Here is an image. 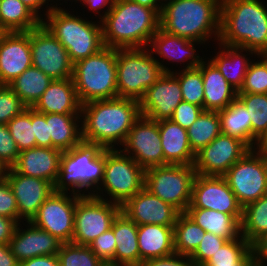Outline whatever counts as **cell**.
Segmentation results:
<instances>
[{"label":"cell","instance_id":"obj_63","mask_svg":"<svg viewBox=\"0 0 267 266\" xmlns=\"http://www.w3.org/2000/svg\"><path fill=\"white\" fill-rule=\"evenodd\" d=\"M57 5H63L64 3H65V5H66V3H67V5H68V1H69V4H70V2H71V0H53ZM61 1H62V3H61Z\"/></svg>","mask_w":267,"mask_h":266},{"label":"cell","instance_id":"obj_49","mask_svg":"<svg viewBox=\"0 0 267 266\" xmlns=\"http://www.w3.org/2000/svg\"><path fill=\"white\" fill-rule=\"evenodd\" d=\"M203 111L204 108L200 106L182 101L175 108L171 120L187 130Z\"/></svg>","mask_w":267,"mask_h":266},{"label":"cell","instance_id":"obj_26","mask_svg":"<svg viewBox=\"0 0 267 266\" xmlns=\"http://www.w3.org/2000/svg\"><path fill=\"white\" fill-rule=\"evenodd\" d=\"M81 106L72 78L53 80L32 106L43 114H81Z\"/></svg>","mask_w":267,"mask_h":266},{"label":"cell","instance_id":"obj_1","mask_svg":"<svg viewBox=\"0 0 267 266\" xmlns=\"http://www.w3.org/2000/svg\"><path fill=\"white\" fill-rule=\"evenodd\" d=\"M141 116L139 101L115 97L81 106L82 140L105 149H119Z\"/></svg>","mask_w":267,"mask_h":266},{"label":"cell","instance_id":"obj_18","mask_svg":"<svg viewBox=\"0 0 267 266\" xmlns=\"http://www.w3.org/2000/svg\"><path fill=\"white\" fill-rule=\"evenodd\" d=\"M187 209H211L231 216H243V207L223 176L196 175Z\"/></svg>","mask_w":267,"mask_h":266},{"label":"cell","instance_id":"obj_3","mask_svg":"<svg viewBox=\"0 0 267 266\" xmlns=\"http://www.w3.org/2000/svg\"><path fill=\"white\" fill-rule=\"evenodd\" d=\"M221 3L222 0H172L162 7L160 28L206 46L211 40L216 45L220 35Z\"/></svg>","mask_w":267,"mask_h":266},{"label":"cell","instance_id":"obj_55","mask_svg":"<svg viewBox=\"0 0 267 266\" xmlns=\"http://www.w3.org/2000/svg\"><path fill=\"white\" fill-rule=\"evenodd\" d=\"M251 250L258 266H267V233L258 237L251 244Z\"/></svg>","mask_w":267,"mask_h":266},{"label":"cell","instance_id":"obj_33","mask_svg":"<svg viewBox=\"0 0 267 266\" xmlns=\"http://www.w3.org/2000/svg\"><path fill=\"white\" fill-rule=\"evenodd\" d=\"M42 21L20 0H0V30L28 32Z\"/></svg>","mask_w":267,"mask_h":266},{"label":"cell","instance_id":"obj_40","mask_svg":"<svg viewBox=\"0 0 267 266\" xmlns=\"http://www.w3.org/2000/svg\"><path fill=\"white\" fill-rule=\"evenodd\" d=\"M251 118V149L267 131V94L237 93Z\"/></svg>","mask_w":267,"mask_h":266},{"label":"cell","instance_id":"obj_19","mask_svg":"<svg viewBox=\"0 0 267 266\" xmlns=\"http://www.w3.org/2000/svg\"><path fill=\"white\" fill-rule=\"evenodd\" d=\"M5 179L15 195L18 223L30 222L44 201L54 193V185L41 178L29 177L7 169Z\"/></svg>","mask_w":267,"mask_h":266},{"label":"cell","instance_id":"obj_56","mask_svg":"<svg viewBox=\"0 0 267 266\" xmlns=\"http://www.w3.org/2000/svg\"><path fill=\"white\" fill-rule=\"evenodd\" d=\"M18 223L9 217L0 216V244H9Z\"/></svg>","mask_w":267,"mask_h":266},{"label":"cell","instance_id":"obj_48","mask_svg":"<svg viewBox=\"0 0 267 266\" xmlns=\"http://www.w3.org/2000/svg\"><path fill=\"white\" fill-rule=\"evenodd\" d=\"M19 153L7 124H0V160L9 168L16 162Z\"/></svg>","mask_w":267,"mask_h":266},{"label":"cell","instance_id":"obj_36","mask_svg":"<svg viewBox=\"0 0 267 266\" xmlns=\"http://www.w3.org/2000/svg\"><path fill=\"white\" fill-rule=\"evenodd\" d=\"M221 132L244 141L251 148V118L246 107L236 98L219 111Z\"/></svg>","mask_w":267,"mask_h":266},{"label":"cell","instance_id":"obj_25","mask_svg":"<svg viewBox=\"0 0 267 266\" xmlns=\"http://www.w3.org/2000/svg\"><path fill=\"white\" fill-rule=\"evenodd\" d=\"M215 51L207 57L225 77L226 81L238 92L244 82L249 64L257 55L245 48L216 43ZM218 47V48H217ZM244 52V53H243ZM214 54V55H213ZM252 58V59H251Z\"/></svg>","mask_w":267,"mask_h":266},{"label":"cell","instance_id":"obj_52","mask_svg":"<svg viewBox=\"0 0 267 266\" xmlns=\"http://www.w3.org/2000/svg\"><path fill=\"white\" fill-rule=\"evenodd\" d=\"M114 2L115 0H71L70 2L71 4L69 5L73 7L84 6L83 9H81L82 11L84 9H87L86 10L87 12L89 11L91 14H94V15L90 14L88 16L90 19L96 16L97 17L96 20L98 19V21H101L109 12Z\"/></svg>","mask_w":267,"mask_h":266},{"label":"cell","instance_id":"obj_10","mask_svg":"<svg viewBox=\"0 0 267 266\" xmlns=\"http://www.w3.org/2000/svg\"><path fill=\"white\" fill-rule=\"evenodd\" d=\"M194 165L155 166L145 170L144 187L162 201L185 213L196 177Z\"/></svg>","mask_w":267,"mask_h":266},{"label":"cell","instance_id":"obj_7","mask_svg":"<svg viewBox=\"0 0 267 266\" xmlns=\"http://www.w3.org/2000/svg\"><path fill=\"white\" fill-rule=\"evenodd\" d=\"M72 79L82 105L118 97L117 49L105 46L96 54L77 61Z\"/></svg>","mask_w":267,"mask_h":266},{"label":"cell","instance_id":"obj_42","mask_svg":"<svg viewBox=\"0 0 267 266\" xmlns=\"http://www.w3.org/2000/svg\"><path fill=\"white\" fill-rule=\"evenodd\" d=\"M59 266H106L89 246L62 243L57 254Z\"/></svg>","mask_w":267,"mask_h":266},{"label":"cell","instance_id":"obj_2","mask_svg":"<svg viewBox=\"0 0 267 266\" xmlns=\"http://www.w3.org/2000/svg\"><path fill=\"white\" fill-rule=\"evenodd\" d=\"M104 45L114 49L146 48L160 28V15L132 0H115L101 20Z\"/></svg>","mask_w":267,"mask_h":266},{"label":"cell","instance_id":"obj_44","mask_svg":"<svg viewBox=\"0 0 267 266\" xmlns=\"http://www.w3.org/2000/svg\"><path fill=\"white\" fill-rule=\"evenodd\" d=\"M237 93L267 94V63L260 55L249 64L243 85Z\"/></svg>","mask_w":267,"mask_h":266},{"label":"cell","instance_id":"obj_8","mask_svg":"<svg viewBox=\"0 0 267 266\" xmlns=\"http://www.w3.org/2000/svg\"><path fill=\"white\" fill-rule=\"evenodd\" d=\"M145 183V170L120 149H105L103 181L94 197L123 205Z\"/></svg>","mask_w":267,"mask_h":266},{"label":"cell","instance_id":"obj_60","mask_svg":"<svg viewBox=\"0 0 267 266\" xmlns=\"http://www.w3.org/2000/svg\"><path fill=\"white\" fill-rule=\"evenodd\" d=\"M265 143H267V131L264 135L257 141L255 149L259 150Z\"/></svg>","mask_w":267,"mask_h":266},{"label":"cell","instance_id":"obj_17","mask_svg":"<svg viewBox=\"0 0 267 266\" xmlns=\"http://www.w3.org/2000/svg\"><path fill=\"white\" fill-rule=\"evenodd\" d=\"M119 149L144 170L164 165L158 122L143 115L134 123Z\"/></svg>","mask_w":267,"mask_h":266},{"label":"cell","instance_id":"obj_11","mask_svg":"<svg viewBox=\"0 0 267 266\" xmlns=\"http://www.w3.org/2000/svg\"><path fill=\"white\" fill-rule=\"evenodd\" d=\"M223 177L243 208L267 194V164L256 149H250Z\"/></svg>","mask_w":267,"mask_h":266},{"label":"cell","instance_id":"obj_20","mask_svg":"<svg viewBox=\"0 0 267 266\" xmlns=\"http://www.w3.org/2000/svg\"><path fill=\"white\" fill-rule=\"evenodd\" d=\"M183 101L179 80L172 73H163L139 100L141 115L161 121L171 119Z\"/></svg>","mask_w":267,"mask_h":266},{"label":"cell","instance_id":"obj_24","mask_svg":"<svg viewBox=\"0 0 267 266\" xmlns=\"http://www.w3.org/2000/svg\"><path fill=\"white\" fill-rule=\"evenodd\" d=\"M62 153L63 151L57 148H30L19 153L11 168L25 176L41 178L55 185Z\"/></svg>","mask_w":267,"mask_h":266},{"label":"cell","instance_id":"obj_12","mask_svg":"<svg viewBox=\"0 0 267 266\" xmlns=\"http://www.w3.org/2000/svg\"><path fill=\"white\" fill-rule=\"evenodd\" d=\"M120 212L121 205L117 203L94 196H82L75 208L74 234L71 243L89 246L98 236L111 228Z\"/></svg>","mask_w":267,"mask_h":266},{"label":"cell","instance_id":"obj_64","mask_svg":"<svg viewBox=\"0 0 267 266\" xmlns=\"http://www.w3.org/2000/svg\"><path fill=\"white\" fill-rule=\"evenodd\" d=\"M260 56L264 59V61L267 63V49L266 50H264L261 54H260Z\"/></svg>","mask_w":267,"mask_h":266},{"label":"cell","instance_id":"obj_57","mask_svg":"<svg viewBox=\"0 0 267 266\" xmlns=\"http://www.w3.org/2000/svg\"><path fill=\"white\" fill-rule=\"evenodd\" d=\"M19 266H59L57 255H41L22 261Z\"/></svg>","mask_w":267,"mask_h":266},{"label":"cell","instance_id":"obj_35","mask_svg":"<svg viewBox=\"0 0 267 266\" xmlns=\"http://www.w3.org/2000/svg\"><path fill=\"white\" fill-rule=\"evenodd\" d=\"M202 266H258L251 244L241 235L229 240Z\"/></svg>","mask_w":267,"mask_h":266},{"label":"cell","instance_id":"obj_32","mask_svg":"<svg viewBox=\"0 0 267 266\" xmlns=\"http://www.w3.org/2000/svg\"><path fill=\"white\" fill-rule=\"evenodd\" d=\"M46 122L52 148L67 151L83 141L81 114H46Z\"/></svg>","mask_w":267,"mask_h":266},{"label":"cell","instance_id":"obj_46","mask_svg":"<svg viewBox=\"0 0 267 266\" xmlns=\"http://www.w3.org/2000/svg\"><path fill=\"white\" fill-rule=\"evenodd\" d=\"M227 241V239L206 232L197 249L189 257L193 266L205 264Z\"/></svg>","mask_w":267,"mask_h":266},{"label":"cell","instance_id":"obj_27","mask_svg":"<svg viewBox=\"0 0 267 266\" xmlns=\"http://www.w3.org/2000/svg\"><path fill=\"white\" fill-rule=\"evenodd\" d=\"M164 153V165H194L196 154L192 151L187 130L171 119L158 121Z\"/></svg>","mask_w":267,"mask_h":266},{"label":"cell","instance_id":"obj_31","mask_svg":"<svg viewBox=\"0 0 267 266\" xmlns=\"http://www.w3.org/2000/svg\"><path fill=\"white\" fill-rule=\"evenodd\" d=\"M185 213L205 232L228 241L241 235L242 216H231L211 209H187Z\"/></svg>","mask_w":267,"mask_h":266},{"label":"cell","instance_id":"obj_15","mask_svg":"<svg viewBox=\"0 0 267 266\" xmlns=\"http://www.w3.org/2000/svg\"><path fill=\"white\" fill-rule=\"evenodd\" d=\"M201 45L203 46L202 48L206 47L205 49H207V46L202 42L171 35L159 28L152 36L147 48L152 56L158 61L163 72L172 73L175 71L173 68L175 64L177 65L175 66L176 68L179 64L180 66L183 65L180 69L198 67L207 58L206 55L204 57L203 49L199 50ZM197 49L203 52V55L200 56ZM170 62L173 64V67L172 65L169 67L171 64Z\"/></svg>","mask_w":267,"mask_h":266},{"label":"cell","instance_id":"obj_50","mask_svg":"<svg viewBox=\"0 0 267 266\" xmlns=\"http://www.w3.org/2000/svg\"><path fill=\"white\" fill-rule=\"evenodd\" d=\"M0 216L9 217L18 223L17 201L5 178L0 180Z\"/></svg>","mask_w":267,"mask_h":266},{"label":"cell","instance_id":"obj_13","mask_svg":"<svg viewBox=\"0 0 267 266\" xmlns=\"http://www.w3.org/2000/svg\"><path fill=\"white\" fill-rule=\"evenodd\" d=\"M30 49L32 66L53 80L73 77L74 64L66 48L43 23L30 30Z\"/></svg>","mask_w":267,"mask_h":266},{"label":"cell","instance_id":"obj_43","mask_svg":"<svg viewBox=\"0 0 267 266\" xmlns=\"http://www.w3.org/2000/svg\"><path fill=\"white\" fill-rule=\"evenodd\" d=\"M7 126L19 152L36 147L31 107H27L20 115L14 116Z\"/></svg>","mask_w":267,"mask_h":266},{"label":"cell","instance_id":"obj_16","mask_svg":"<svg viewBox=\"0 0 267 266\" xmlns=\"http://www.w3.org/2000/svg\"><path fill=\"white\" fill-rule=\"evenodd\" d=\"M250 149L241 139L221 133L196 153V174L223 176Z\"/></svg>","mask_w":267,"mask_h":266},{"label":"cell","instance_id":"obj_29","mask_svg":"<svg viewBox=\"0 0 267 266\" xmlns=\"http://www.w3.org/2000/svg\"><path fill=\"white\" fill-rule=\"evenodd\" d=\"M111 229L116 238L114 266H140L138 226L120 212Z\"/></svg>","mask_w":267,"mask_h":266},{"label":"cell","instance_id":"obj_28","mask_svg":"<svg viewBox=\"0 0 267 266\" xmlns=\"http://www.w3.org/2000/svg\"><path fill=\"white\" fill-rule=\"evenodd\" d=\"M198 68L204 85L203 108L205 111H221L236 98L237 91L226 81L217 67L206 58Z\"/></svg>","mask_w":267,"mask_h":266},{"label":"cell","instance_id":"obj_65","mask_svg":"<svg viewBox=\"0 0 267 266\" xmlns=\"http://www.w3.org/2000/svg\"><path fill=\"white\" fill-rule=\"evenodd\" d=\"M172 0H158L159 4L163 7L166 3L171 2Z\"/></svg>","mask_w":267,"mask_h":266},{"label":"cell","instance_id":"obj_22","mask_svg":"<svg viewBox=\"0 0 267 266\" xmlns=\"http://www.w3.org/2000/svg\"><path fill=\"white\" fill-rule=\"evenodd\" d=\"M32 66L30 31L0 34V85H9Z\"/></svg>","mask_w":267,"mask_h":266},{"label":"cell","instance_id":"obj_37","mask_svg":"<svg viewBox=\"0 0 267 266\" xmlns=\"http://www.w3.org/2000/svg\"><path fill=\"white\" fill-rule=\"evenodd\" d=\"M188 140L196 154L221 134V121L218 111H203L187 129Z\"/></svg>","mask_w":267,"mask_h":266},{"label":"cell","instance_id":"obj_54","mask_svg":"<svg viewBox=\"0 0 267 266\" xmlns=\"http://www.w3.org/2000/svg\"><path fill=\"white\" fill-rule=\"evenodd\" d=\"M28 7L41 21L57 5L53 0H20ZM50 2V3H49Z\"/></svg>","mask_w":267,"mask_h":266},{"label":"cell","instance_id":"obj_21","mask_svg":"<svg viewBox=\"0 0 267 266\" xmlns=\"http://www.w3.org/2000/svg\"><path fill=\"white\" fill-rule=\"evenodd\" d=\"M121 212L137 226L163 225L174 227L180 212L143 187L122 206Z\"/></svg>","mask_w":267,"mask_h":266},{"label":"cell","instance_id":"obj_58","mask_svg":"<svg viewBox=\"0 0 267 266\" xmlns=\"http://www.w3.org/2000/svg\"><path fill=\"white\" fill-rule=\"evenodd\" d=\"M0 266H19L9 244H0Z\"/></svg>","mask_w":267,"mask_h":266},{"label":"cell","instance_id":"obj_51","mask_svg":"<svg viewBox=\"0 0 267 266\" xmlns=\"http://www.w3.org/2000/svg\"><path fill=\"white\" fill-rule=\"evenodd\" d=\"M31 122L34 124L36 147L52 148V139L49 136L46 114L37 112L31 107Z\"/></svg>","mask_w":267,"mask_h":266},{"label":"cell","instance_id":"obj_41","mask_svg":"<svg viewBox=\"0 0 267 266\" xmlns=\"http://www.w3.org/2000/svg\"><path fill=\"white\" fill-rule=\"evenodd\" d=\"M175 68L172 74L179 80L183 101L203 108L204 85L202 72L198 67L190 69Z\"/></svg>","mask_w":267,"mask_h":266},{"label":"cell","instance_id":"obj_30","mask_svg":"<svg viewBox=\"0 0 267 266\" xmlns=\"http://www.w3.org/2000/svg\"><path fill=\"white\" fill-rule=\"evenodd\" d=\"M140 265L142 262L175 253L173 227L138 225Z\"/></svg>","mask_w":267,"mask_h":266},{"label":"cell","instance_id":"obj_62","mask_svg":"<svg viewBox=\"0 0 267 266\" xmlns=\"http://www.w3.org/2000/svg\"><path fill=\"white\" fill-rule=\"evenodd\" d=\"M258 151L263 155L267 164V143H265Z\"/></svg>","mask_w":267,"mask_h":266},{"label":"cell","instance_id":"obj_5","mask_svg":"<svg viewBox=\"0 0 267 266\" xmlns=\"http://www.w3.org/2000/svg\"><path fill=\"white\" fill-rule=\"evenodd\" d=\"M80 11L78 7H70L67 4L56 5L42 21L66 48L73 64L96 54L105 47L101 21H95L94 18L90 20L89 12L85 13L83 11L82 15Z\"/></svg>","mask_w":267,"mask_h":266},{"label":"cell","instance_id":"obj_45","mask_svg":"<svg viewBox=\"0 0 267 266\" xmlns=\"http://www.w3.org/2000/svg\"><path fill=\"white\" fill-rule=\"evenodd\" d=\"M27 106L8 85H0V124H7Z\"/></svg>","mask_w":267,"mask_h":266},{"label":"cell","instance_id":"obj_34","mask_svg":"<svg viewBox=\"0 0 267 266\" xmlns=\"http://www.w3.org/2000/svg\"><path fill=\"white\" fill-rule=\"evenodd\" d=\"M53 79L34 66L26 69L8 86L15 92L21 101L32 107L45 92Z\"/></svg>","mask_w":267,"mask_h":266},{"label":"cell","instance_id":"obj_39","mask_svg":"<svg viewBox=\"0 0 267 266\" xmlns=\"http://www.w3.org/2000/svg\"><path fill=\"white\" fill-rule=\"evenodd\" d=\"M267 233V194L243 208L241 236L252 244Z\"/></svg>","mask_w":267,"mask_h":266},{"label":"cell","instance_id":"obj_38","mask_svg":"<svg viewBox=\"0 0 267 266\" xmlns=\"http://www.w3.org/2000/svg\"><path fill=\"white\" fill-rule=\"evenodd\" d=\"M205 233L186 213H180L173 227L175 253L190 257Z\"/></svg>","mask_w":267,"mask_h":266},{"label":"cell","instance_id":"obj_53","mask_svg":"<svg viewBox=\"0 0 267 266\" xmlns=\"http://www.w3.org/2000/svg\"><path fill=\"white\" fill-rule=\"evenodd\" d=\"M140 266H193V263L188 256L174 253L166 257L144 261Z\"/></svg>","mask_w":267,"mask_h":266},{"label":"cell","instance_id":"obj_59","mask_svg":"<svg viewBox=\"0 0 267 266\" xmlns=\"http://www.w3.org/2000/svg\"><path fill=\"white\" fill-rule=\"evenodd\" d=\"M140 5L154 9L159 15L162 11V6L159 4L158 0H132Z\"/></svg>","mask_w":267,"mask_h":266},{"label":"cell","instance_id":"obj_4","mask_svg":"<svg viewBox=\"0 0 267 266\" xmlns=\"http://www.w3.org/2000/svg\"><path fill=\"white\" fill-rule=\"evenodd\" d=\"M218 43L260 55L267 49V2L222 0Z\"/></svg>","mask_w":267,"mask_h":266},{"label":"cell","instance_id":"obj_23","mask_svg":"<svg viewBox=\"0 0 267 266\" xmlns=\"http://www.w3.org/2000/svg\"><path fill=\"white\" fill-rule=\"evenodd\" d=\"M61 245L62 242L56 237L31 222L18 223L9 243L11 252L19 263L41 255H57Z\"/></svg>","mask_w":267,"mask_h":266},{"label":"cell","instance_id":"obj_6","mask_svg":"<svg viewBox=\"0 0 267 266\" xmlns=\"http://www.w3.org/2000/svg\"><path fill=\"white\" fill-rule=\"evenodd\" d=\"M105 168V148L81 142L63 151L54 192L93 196L100 187Z\"/></svg>","mask_w":267,"mask_h":266},{"label":"cell","instance_id":"obj_61","mask_svg":"<svg viewBox=\"0 0 267 266\" xmlns=\"http://www.w3.org/2000/svg\"><path fill=\"white\" fill-rule=\"evenodd\" d=\"M7 169L6 165L0 160V180L5 178Z\"/></svg>","mask_w":267,"mask_h":266},{"label":"cell","instance_id":"obj_9","mask_svg":"<svg viewBox=\"0 0 267 266\" xmlns=\"http://www.w3.org/2000/svg\"><path fill=\"white\" fill-rule=\"evenodd\" d=\"M149 49H117L118 97L140 100L163 74Z\"/></svg>","mask_w":267,"mask_h":266},{"label":"cell","instance_id":"obj_47","mask_svg":"<svg viewBox=\"0 0 267 266\" xmlns=\"http://www.w3.org/2000/svg\"><path fill=\"white\" fill-rule=\"evenodd\" d=\"M89 247L106 265L114 266L116 238L111 228L98 236Z\"/></svg>","mask_w":267,"mask_h":266},{"label":"cell","instance_id":"obj_14","mask_svg":"<svg viewBox=\"0 0 267 266\" xmlns=\"http://www.w3.org/2000/svg\"><path fill=\"white\" fill-rule=\"evenodd\" d=\"M81 197L73 193L54 192L44 201L30 222L62 243H71L75 208Z\"/></svg>","mask_w":267,"mask_h":266}]
</instances>
